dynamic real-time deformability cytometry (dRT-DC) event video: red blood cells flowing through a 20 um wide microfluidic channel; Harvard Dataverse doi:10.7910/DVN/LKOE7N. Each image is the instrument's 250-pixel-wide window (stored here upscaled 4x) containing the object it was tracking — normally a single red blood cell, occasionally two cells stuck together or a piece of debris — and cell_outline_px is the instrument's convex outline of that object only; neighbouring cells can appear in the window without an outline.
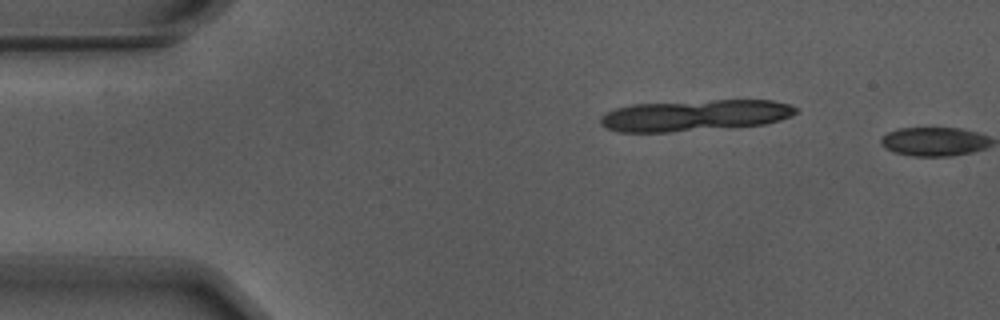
{"species": "Egyptian fruit bat (a non-hibernating species)", "species_latin": "Rousettus aegyptiacus", "temperature_condition": "warm", "stored_images_in_passage": 2, "camera_frame_rate_fps": 3000, "um_per_image_px": 0.085, "animal": {"sex": "male"}, "frame": {"image": 1, "passage_image": 1, "time_ms": 0.0, "image_size_px": [1000, 320], "cell_outline_px": [[800, 108], [792, 116], [780, 120], [764, 124], [732, 128], [668, 132], [616, 132], [600, 124], [600, 116], [616, 108], [632, 104], [712, 100], [772, 100], [792, 104]], "centroid_in_image_um": [59.12, 9.81], "position_along_channel_um": 25.9, "area_um2": 36.07}}